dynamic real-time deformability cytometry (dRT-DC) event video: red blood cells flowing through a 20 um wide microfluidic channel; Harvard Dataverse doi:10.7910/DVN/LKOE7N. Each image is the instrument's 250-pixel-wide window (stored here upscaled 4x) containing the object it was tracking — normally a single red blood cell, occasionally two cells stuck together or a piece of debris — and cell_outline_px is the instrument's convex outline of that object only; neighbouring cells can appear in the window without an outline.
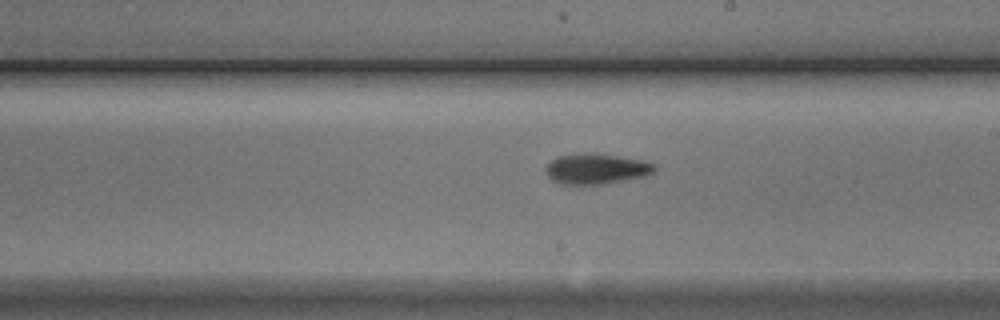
{"species": "Egyptian fruit bat (a non-hibernating species)", "species_latin": "Rousettus aegyptiacus", "temperature_condition": "cold", "stored_images_in_passage": 10, "camera_frame_rate_fps": 3000, "um_per_image_px": 0.085, "animal": {"sex": "male"}, "frame": {"image": 1, "passage_image": 10, "time_ms": 11.667, "image_size_px": [1000, 320], "cell_outline_px": [[656, 168], [652, 172], [644, 176], [604, 184], [560, 184], [552, 180], [544, 172], [544, 168], [556, 156], [588, 152], [592, 152], [616, 156], [636, 160], [652, 164]], "centroid_in_image_um": [50.57, 14.35], "position_along_channel_um": 238.4, "area_um2": 19.07}}